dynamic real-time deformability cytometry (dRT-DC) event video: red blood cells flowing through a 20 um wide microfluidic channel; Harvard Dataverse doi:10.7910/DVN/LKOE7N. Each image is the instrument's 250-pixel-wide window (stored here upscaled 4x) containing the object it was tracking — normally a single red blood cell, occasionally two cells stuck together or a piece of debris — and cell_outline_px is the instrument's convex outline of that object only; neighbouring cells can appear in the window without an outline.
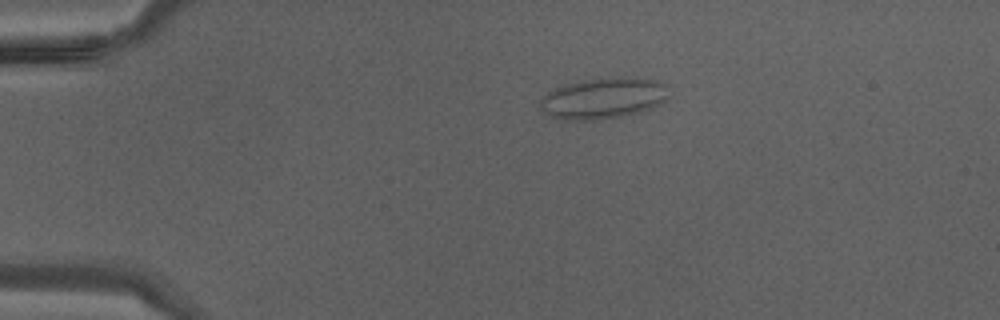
{"species": "Egyptian fruit bat (a non-hibernating species)", "species_latin": "Rousettus aegyptiacus", "temperature_condition": "warm", "stored_images_in_passage": 34, "camera_frame_rate_fps": 3000, "um_per_image_px": 0.085, "animal": {"sex": "male"}, "frame": {"image": 1, "passage_image": 1, "time_ms": 0.0, "image_size_px": [1000, 320], "cell_outline_px": [[668, 96], [660, 104], [652, 108], [640, 112], [620, 116], [588, 120], [564, 120], [552, 116], [544, 112], [540, 104], [540, 100], [548, 92], [556, 88], [580, 80], [656, 80], [668, 84]], "centroid_in_image_um": [51.28, 8.39], "position_along_channel_um": 33.7, "area_um2": 29.59}}
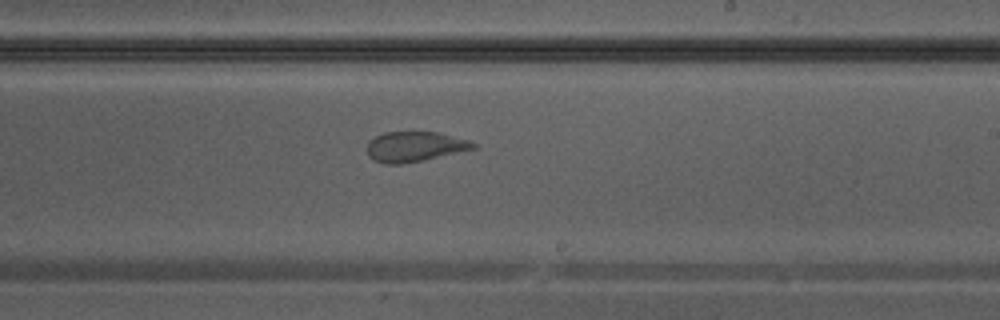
{"frame": {"image": 2, "passage_image": 18, "time_ms": 5.667, "image_size_px": [1000, 320], "cell_outline_px": [[476, 148], [424, 160], [400, 164], [384, 164], [372, 160], [368, 156], [368, 140], [384, 132], [440, 132], [468, 140], [476, 144]], "centroid_in_image_um": [35.22, 12.46], "position_along_channel_um": 253.8, "area_um2": 18.67}}
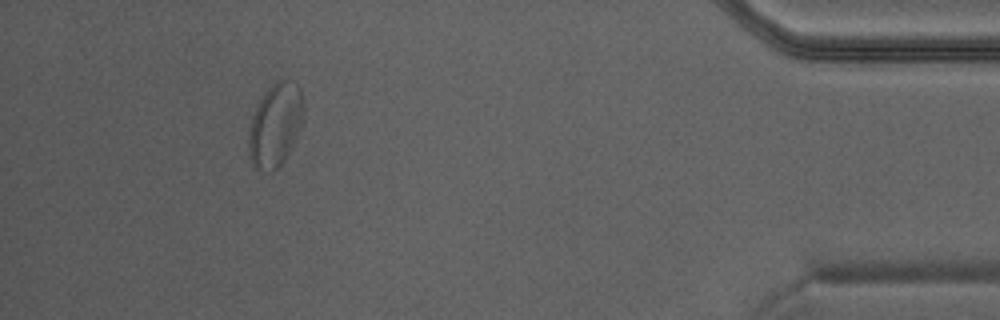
{"frame": {"image": 3, "passage_image": 31, "time_ms": 10.0, "image_size_px": [1000, 320], "cell_outline_px": [[304, 108], [300, 128], [284, 160], [272, 172], [256, 168], [252, 164], [248, 156], [248, 136], [252, 116], [264, 92], [272, 84], [280, 80], [284, 80], [300, 88]], "centroid_in_image_um": [23.37, 10.65], "position_along_channel_um": 411.8, "area_um2": 26.18}}